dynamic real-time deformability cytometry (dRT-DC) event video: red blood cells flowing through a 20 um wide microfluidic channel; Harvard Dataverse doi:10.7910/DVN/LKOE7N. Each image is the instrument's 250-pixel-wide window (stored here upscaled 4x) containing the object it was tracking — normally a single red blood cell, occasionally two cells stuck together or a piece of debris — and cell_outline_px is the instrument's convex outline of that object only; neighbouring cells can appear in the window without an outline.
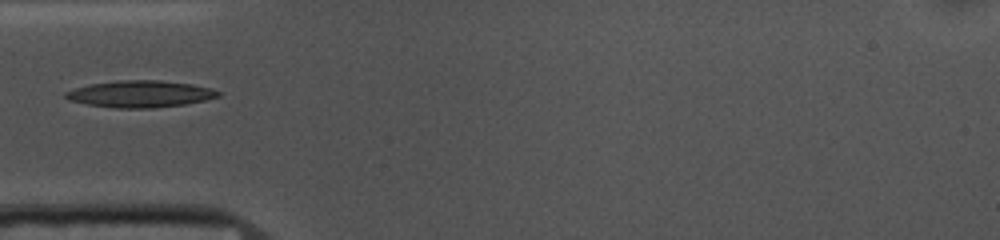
{"species": "common noctule bat (a hibernating species)", "species_latin": "Nyctalus noctula", "temperature_condition": "cold", "stored_images_in_passage": 12, "camera_frame_rate_fps": 3000, "um_per_image_px": 0.085, "animal": {"sex": "female", "body_mass_g": 10.0, "forearm_length_mm": 53.1}, "frame": {"image": 1, "passage_image": 1, "time_ms": 0.0, "image_size_px": [1000, 240], "cell_outline_px": [[220, 96], [204, 100], [184, 104], [152, 108], [116, 108], [88, 104], [68, 100], [64, 96], [64, 92], [88, 84], [116, 80], [160, 80], [192, 84], [212, 88], [220, 92]], "centroid_in_image_um": [11.9, 7.98], "position_along_channel_um": 73.1, "area_um2": 23.81}}
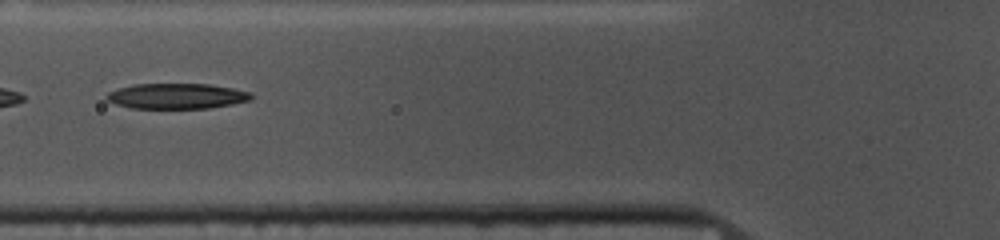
{"frame": {"image": 2, "passage_image": 4, "time_ms": 1.0, "image_size_px": [1000, 240], "cell_outline_px": [[252, 100], [232, 104], [208, 108], [132, 108], [116, 104], [108, 100], [104, 96], [108, 92], [120, 88], [136, 84], [208, 84], [232, 88], [248, 92], [252, 96]], "centroid_in_image_um": [15.01, 8.17], "position_along_channel_um": 110.8, "area_um2": 21.21}}
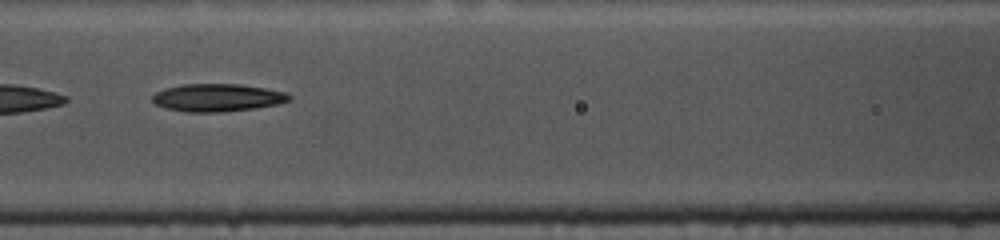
{"frame": {"image": 3, "passage_image": 7, "time_ms": 2.0, "image_size_px": [1000, 240], "cell_outline_px": [[292, 100], [276, 104], [256, 108], [220, 112], [188, 112], [168, 108], [156, 104], [152, 100], [152, 96], [156, 92], [164, 88], [180, 84], [240, 84], [264, 88], [284, 92], [292, 96]], "centroid_in_image_um": [18.48, 8.29], "position_along_channel_um": 148.1, "area_um2": 22.02}}